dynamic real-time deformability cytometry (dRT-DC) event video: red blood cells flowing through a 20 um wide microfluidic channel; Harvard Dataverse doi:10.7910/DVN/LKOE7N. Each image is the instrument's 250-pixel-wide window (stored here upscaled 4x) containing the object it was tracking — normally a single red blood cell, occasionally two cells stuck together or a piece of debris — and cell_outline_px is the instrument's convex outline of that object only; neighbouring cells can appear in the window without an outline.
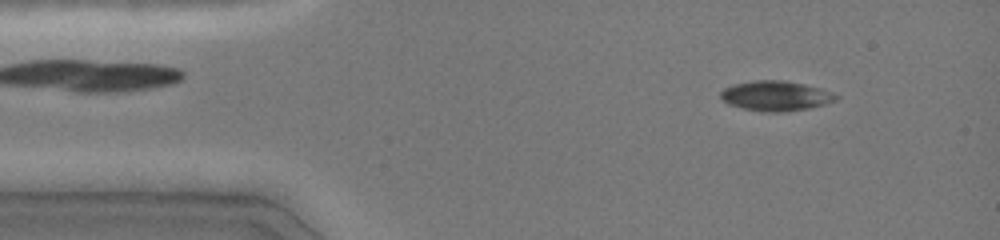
{"species": "common noctule bat (a hibernating species)", "species_latin": "Nyctalus noctula", "temperature_condition": "cold", "stored_images_in_passage": 12, "camera_frame_rate_fps": 3000, "um_per_image_px": 0.085, "animal": {"sex": "female", "body_mass_g": 19.0, "forearm_length_mm": 51.5}, "frame": {"image": 1, "passage_image": 4, "time_ms": 1.0, "image_size_px": [1000, 240], "cell_outline_px": [[840, 96], [836, 100], [824, 104], [808, 108], [784, 112], [764, 112], [744, 108], [728, 104], [720, 96], [720, 92], [724, 88], [732, 84], [752, 80], [784, 80], [804, 84], [820, 88], [832, 92]], "centroid_in_image_um": [65.93, 8.14], "position_along_channel_um": 19.1, "area_um2": 20.17}}